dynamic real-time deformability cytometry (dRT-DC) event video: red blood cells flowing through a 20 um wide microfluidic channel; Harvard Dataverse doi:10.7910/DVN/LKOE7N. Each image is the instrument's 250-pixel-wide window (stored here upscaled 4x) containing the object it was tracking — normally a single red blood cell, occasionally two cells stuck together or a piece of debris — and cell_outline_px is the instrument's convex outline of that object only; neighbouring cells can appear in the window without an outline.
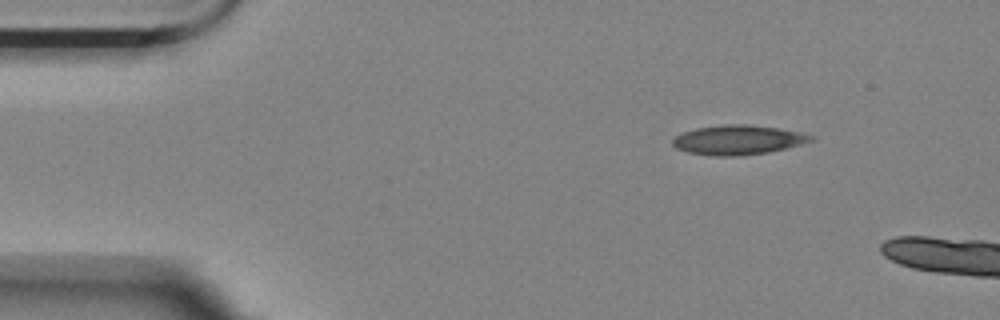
{"species": "Egyptian fruit bat (a non-hibernating species)", "species_latin": "Rousettus aegyptiacus", "temperature_condition": "room temperature", "stored_images_in_passage": 9, "camera_frame_rate_fps": 3000, "um_per_image_px": 0.085, "animal": {"sex": "female"}, "frame": {"image": 1, "passage_image": 1, "time_ms": 0.0, "image_size_px": [1000, 320], "cell_outline_px": [[812, 140], [800, 144], [768, 152], [736, 156], [712, 156], [688, 152], [676, 148], [672, 144], [672, 140], [676, 136], [684, 132], [696, 128], [724, 124], [748, 124], [776, 128], [800, 132], [812, 136]], "centroid_in_image_um": [62.67, 11.89], "position_along_channel_um": 22.3, "area_um2": 23.47}}